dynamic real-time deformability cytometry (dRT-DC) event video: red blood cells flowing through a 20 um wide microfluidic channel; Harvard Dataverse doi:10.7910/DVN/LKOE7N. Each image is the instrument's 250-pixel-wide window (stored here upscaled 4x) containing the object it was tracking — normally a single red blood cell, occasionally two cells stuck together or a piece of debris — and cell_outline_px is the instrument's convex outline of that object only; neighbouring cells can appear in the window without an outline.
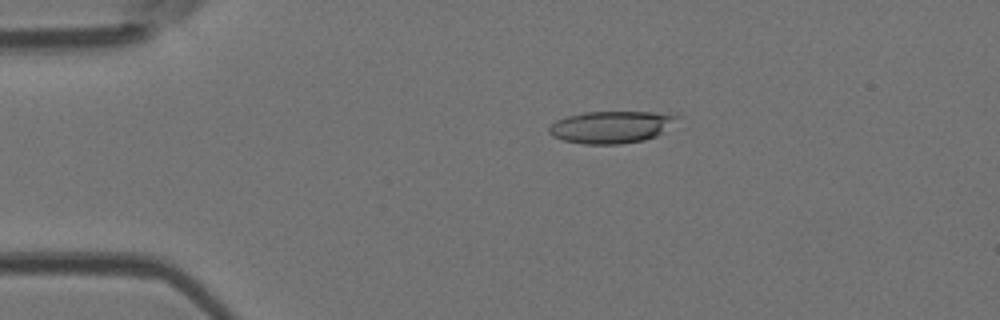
{"species": "Egyptian fruit bat (a non-hibernating species)", "species_latin": "Rousettus aegyptiacus", "temperature_condition": "room temperature", "stored_images_in_passage": 2, "camera_frame_rate_fps": 3000, "um_per_image_px": 0.085, "animal": {"sex": "female"}, "frame": {"image": 1, "passage_image": 1, "time_ms": 0.0, "image_size_px": [1000, 320], "cell_outline_px": [[680, 116], [656, 136], [644, 140], [620, 144], [584, 144], [564, 140], [552, 136], [548, 132], [548, 128], [556, 120], [568, 116], [584, 112], [652, 112]], "centroid_in_image_um": [51.89, 10.8], "position_along_channel_um": 33.1, "area_um2": 23.58}}